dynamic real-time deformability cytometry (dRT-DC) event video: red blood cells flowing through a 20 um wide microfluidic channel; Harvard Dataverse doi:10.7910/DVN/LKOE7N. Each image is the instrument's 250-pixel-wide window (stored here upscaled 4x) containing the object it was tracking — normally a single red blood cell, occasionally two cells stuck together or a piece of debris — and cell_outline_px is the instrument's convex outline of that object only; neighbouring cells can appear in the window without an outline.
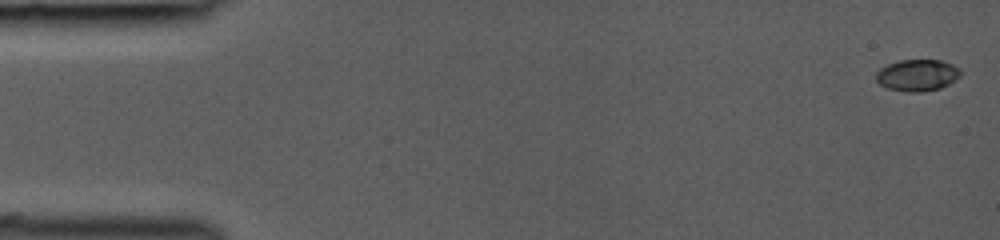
{"species": "common noctule bat (a hibernating species)", "species_latin": "Nyctalus noctula", "temperature_condition": "room temperature", "stored_images_in_passage": 27, "camera_frame_rate_fps": 3000, "um_per_image_px": 0.085, "animal": {"sex": "female", "body_mass_g": 19.0, "forearm_length_mm": 53.3}, "frame": {"image": 1, "passage_image": 1, "time_ms": 0.0, "image_size_px": [1000, 240], "cell_outline_px": [[960, 76], [948, 84], [940, 88], [920, 92], [908, 92], [888, 88], [880, 84], [876, 80], [876, 72], [880, 68], [888, 64], [900, 60], [944, 60], [960, 68]], "centroid_in_image_um": [77.97, 6.38], "position_along_channel_um": 7.0, "area_um2": 15.55}}
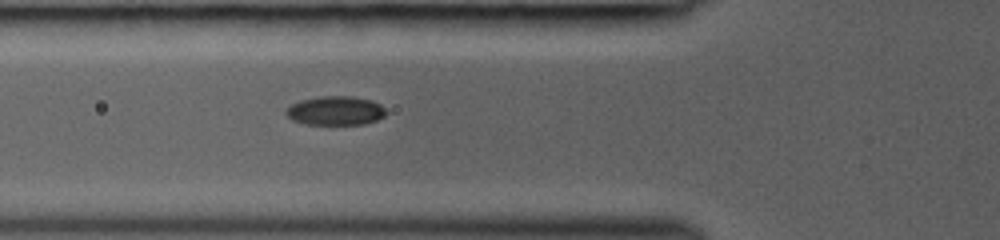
{"frame": {"image": 2, "passage_image": 17, "time_ms": 5.333, "image_size_px": [1000, 240], "cell_outline_px": [[388, 112], [384, 116], [376, 120], [364, 124], [304, 124], [292, 120], [284, 112], [292, 104], [300, 100], [320, 96], [352, 96], [372, 100], [380, 104]], "centroid_in_image_um": [28.53, 9.4], "position_along_channel_um": 97.3, "area_um2": 16.94}}
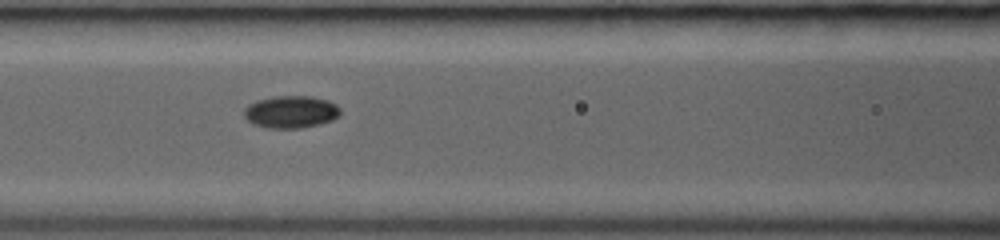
{"frame": {"image": 3, "passage_image": 20, "time_ms": 6.333, "image_size_px": [1000, 240], "cell_outline_px": [[340, 116], [332, 120], [320, 124], [300, 128], [268, 128], [252, 124], [244, 116], [244, 108], [248, 104], [256, 100], [276, 96], [312, 96], [328, 100], [336, 104], [340, 108]], "centroid_in_image_um": [24.73, 9.51], "position_along_channel_um": 141.9, "area_um2": 18.32}}